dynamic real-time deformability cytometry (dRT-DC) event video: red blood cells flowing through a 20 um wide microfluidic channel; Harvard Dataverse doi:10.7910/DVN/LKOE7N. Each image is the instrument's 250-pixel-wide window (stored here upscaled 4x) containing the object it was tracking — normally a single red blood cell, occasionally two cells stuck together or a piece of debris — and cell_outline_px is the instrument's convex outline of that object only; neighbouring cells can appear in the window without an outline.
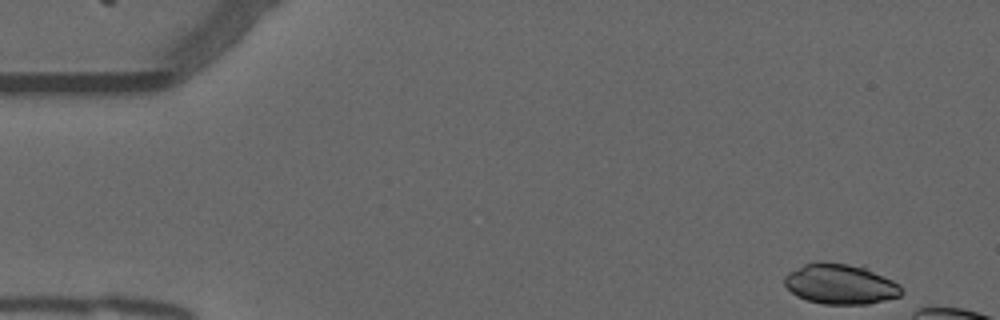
{"species": "common noctule bat (a hibernating species)", "species_latin": "Nyctalus noctula", "temperature_condition": "warm", "stored_images_in_passage": 11, "camera_frame_rate_fps": 3000, "um_per_image_px": 0.085, "animal": {"sex": "male", "forearm_length_mm": 52.5}, "frame": {"image": 1, "passage_image": 1, "time_ms": 0.0, "image_size_px": [1000, 320], "cell_outline_px": [[904, 292], [900, 296], [868, 304], [824, 304], [808, 300], [796, 296], [784, 284], [784, 276], [788, 272], [804, 264], [816, 260], [820, 260], [864, 264], [900, 284]], "centroid_in_image_um": [71.46, 24.09], "position_along_channel_um": 13.5, "area_um2": 28.38}}